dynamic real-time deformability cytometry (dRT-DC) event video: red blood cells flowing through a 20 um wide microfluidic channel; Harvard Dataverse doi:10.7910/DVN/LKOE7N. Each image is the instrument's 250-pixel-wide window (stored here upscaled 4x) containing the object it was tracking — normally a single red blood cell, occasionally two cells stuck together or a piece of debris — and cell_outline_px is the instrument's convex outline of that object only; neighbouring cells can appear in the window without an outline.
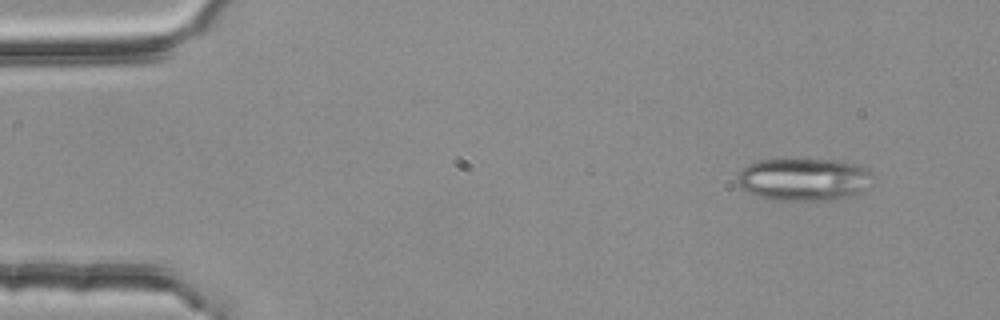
{"species": "common noctule bat (a hibernating species)", "species_latin": "Nyctalus noctula", "temperature_condition": "room temperature", "stored_images_in_passage": 4, "camera_frame_rate_fps": 3000, "um_per_image_px": 0.085, "animal": {"sex": "female", "body_mass_g": 25.1}, "frame": {"image": 1, "passage_image": 4, "time_ms": 1.0, "image_size_px": [1000, 320], "cell_outline_px": [[876, 176], [868, 188], [860, 192], [840, 200], [772, 200], [756, 196], [740, 188], [736, 184], [736, 176], [740, 168], [756, 160], [840, 160], [856, 164], [864, 168]], "centroid_in_image_um": [68.31, 15.26], "position_along_channel_um": 16.7, "area_um2": 34.28}}